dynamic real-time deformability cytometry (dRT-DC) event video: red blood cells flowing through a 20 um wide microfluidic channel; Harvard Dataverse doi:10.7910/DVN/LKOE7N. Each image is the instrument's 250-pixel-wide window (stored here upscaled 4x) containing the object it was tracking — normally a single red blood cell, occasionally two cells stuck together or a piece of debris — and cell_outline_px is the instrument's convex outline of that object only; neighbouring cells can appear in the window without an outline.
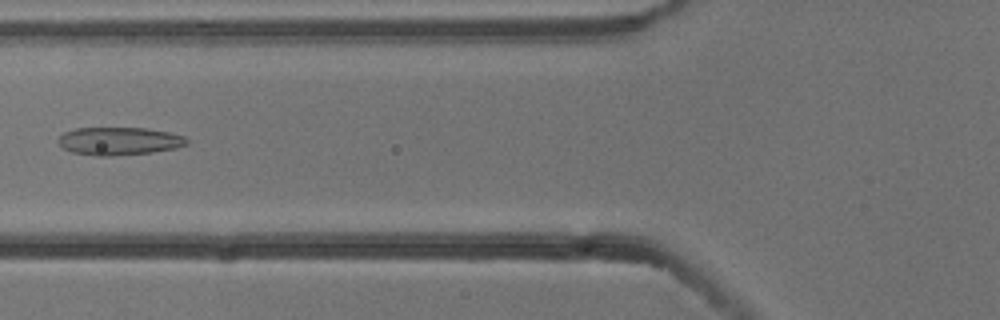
{"species": "common noctule bat (a hibernating species)", "species_latin": "Nyctalus noctula", "temperature_condition": "cold", "stored_images_in_passage": 7, "camera_frame_rate_fps": 3000, "um_per_image_px": 0.085, "animal": {"sex": "male", "body_mass_g": 13.3}, "frame": {"image": 1, "passage_image": 6, "time_ms": 1.667, "image_size_px": [1000, 320], "cell_outline_px": [[188, 144], [176, 148], [152, 152], [112, 156], [96, 156], [72, 152], [64, 148], [56, 140], [64, 132], [76, 128], [148, 128], [168, 132], [184, 136], [188, 140]], "centroid_in_image_um": [10.13, 11.99], "position_along_channel_um": 115.7, "area_um2": 20.92}}
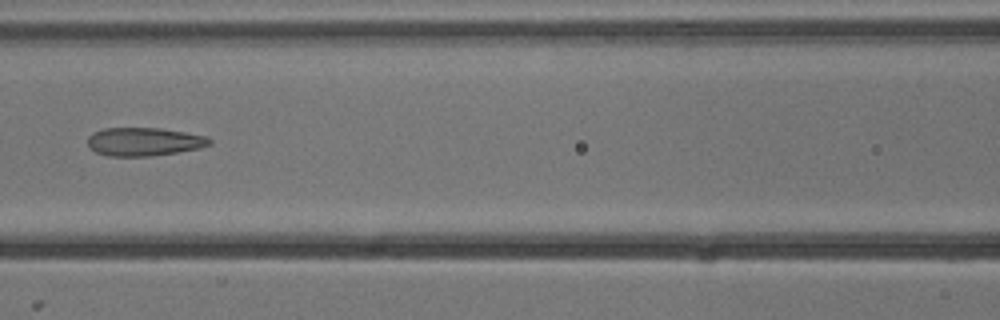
{"frame": {"image": 2, "passage_image": 7, "time_ms": 2.0, "image_size_px": [1000, 320], "cell_outline_px": [[212, 144], [200, 148], [152, 156], [108, 156], [96, 152], [88, 148], [88, 136], [92, 132], [104, 128], [160, 128], [208, 136], [212, 140]], "centroid_in_image_um": [12.23, 12.04], "position_along_channel_um": 154.4, "area_um2": 20.29}}